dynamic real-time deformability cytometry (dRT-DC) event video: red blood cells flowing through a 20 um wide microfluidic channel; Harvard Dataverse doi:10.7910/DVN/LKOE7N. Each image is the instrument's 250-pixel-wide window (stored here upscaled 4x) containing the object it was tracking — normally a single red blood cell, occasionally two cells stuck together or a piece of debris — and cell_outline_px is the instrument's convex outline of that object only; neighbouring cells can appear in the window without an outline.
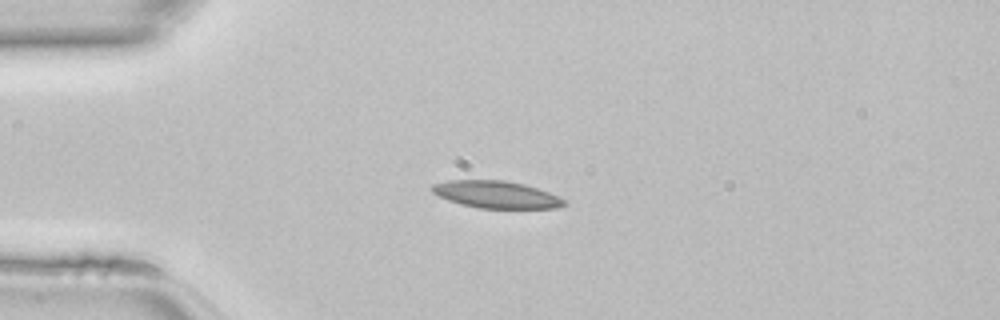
{"species": "common noctule bat (a hibernating species)", "species_latin": "Nyctalus noctula", "temperature_condition": "room temperature", "stored_images_in_passage": 36, "camera_frame_rate_fps": 3000, "um_per_image_px": 0.085, "animal": {"sex": "female", "body_mass_g": 22.7, "forearm_length_mm": 54.2}, "frame": {"image": 1, "passage_image": 1, "time_ms": 0.0, "image_size_px": [1000, 320], "cell_outline_px": [[568, 204], [560, 208], [476, 208], [460, 204], [448, 200], [432, 192], [432, 184], [448, 180], [504, 180], [524, 184], [548, 192], [564, 200]], "centroid_in_image_um": [42.17, 16.54], "position_along_channel_um": 42.8, "area_um2": 20.87}}